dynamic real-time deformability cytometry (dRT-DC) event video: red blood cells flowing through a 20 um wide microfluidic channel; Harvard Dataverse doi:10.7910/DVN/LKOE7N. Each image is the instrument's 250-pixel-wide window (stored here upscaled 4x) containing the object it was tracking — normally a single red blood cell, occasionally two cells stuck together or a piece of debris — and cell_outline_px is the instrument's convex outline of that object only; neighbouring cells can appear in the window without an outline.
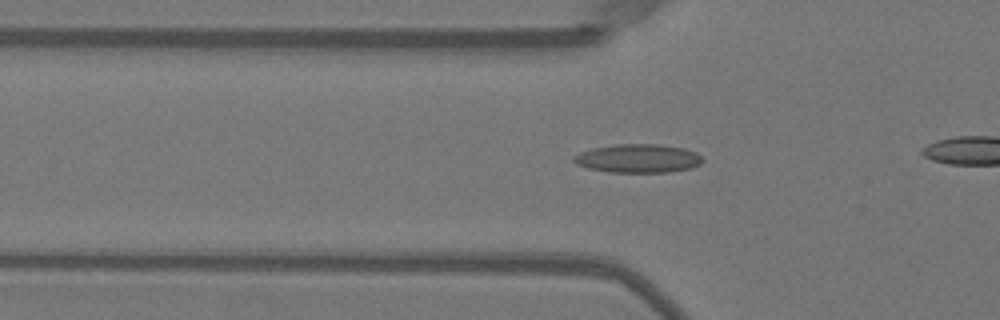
{"species": "Egyptian fruit bat (a non-hibernating species)", "species_latin": "Rousettus aegyptiacus", "temperature_condition": "warm", "stored_images_in_passage": 23, "camera_frame_rate_fps": 3000, "um_per_image_px": 0.085, "animal": {"sex": "female"}, "frame": {"image": 1, "passage_image": 17, "time_ms": 5.333, "image_size_px": [1000, 320], "cell_outline_px": [[704, 160], [700, 164], [692, 168], [668, 172], [608, 172], [588, 168], [576, 164], [572, 160], [572, 156], [580, 152], [592, 148], [616, 144], [656, 144], [684, 148], [696, 152]], "centroid_in_image_um": [54.22, 13.46], "position_along_channel_um": 71.6, "area_um2": 21.56}}